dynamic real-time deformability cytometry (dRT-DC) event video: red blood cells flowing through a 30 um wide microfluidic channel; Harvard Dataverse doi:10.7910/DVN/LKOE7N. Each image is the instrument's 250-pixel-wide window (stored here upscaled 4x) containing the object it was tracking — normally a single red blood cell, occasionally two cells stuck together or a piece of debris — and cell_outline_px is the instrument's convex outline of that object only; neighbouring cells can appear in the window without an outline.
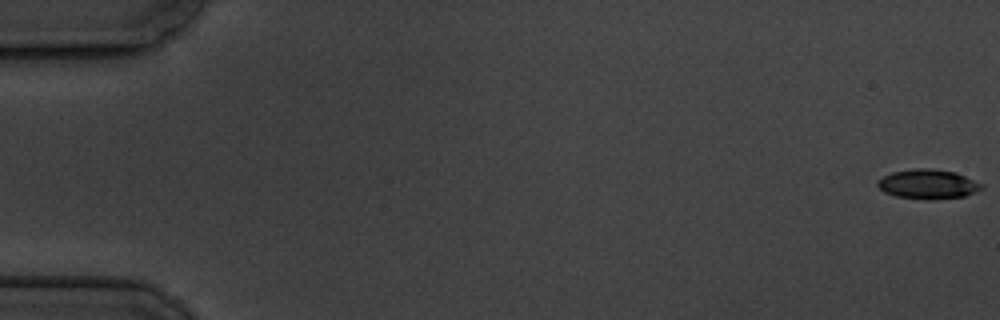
{"species": "common noctule bat (a hibernating species)", "species_latin": "Nyctalus noctula", "temperature_condition": "cold", "stored_images_in_passage": 8, "camera_frame_rate_fps": 3000, "um_per_image_px": 0.085, "animal": {"sex": "male", "body_mass_g": 19.5, "forearm_length_mm": 54.6}, "frame": {"image": 1, "passage_image": 1, "time_ms": 0.0, "image_size_px": [1000, 320], "cell_outline_px": [[984, 188], [964, 196], [928, 200], [896, 196], [884, 192], [876, 184], [876, 180], [892, 172], [916, 168], [932, 168], [956, 172], [984, 184]], "centroid_in_image_um": [78.88, 15.64], "position_along_channel_um": 6.1, "area_um2": 17.98}}
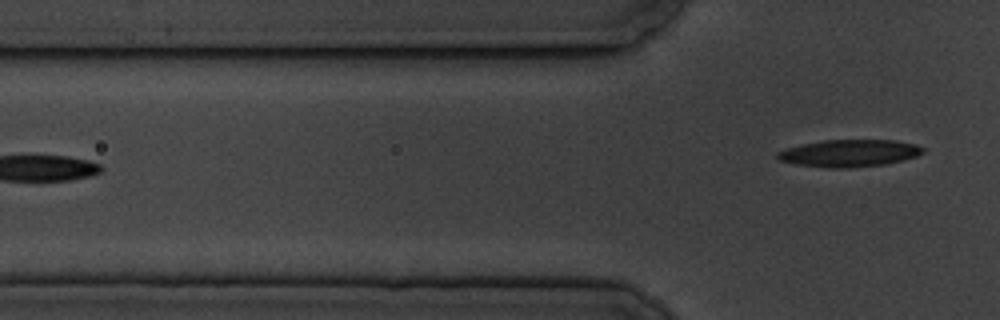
{"frame": {"image": 2, "passage_image": 8, "time_ms": 8.0, "image_size_px": [1000, 320], "cell_outline_px": [[924, 152], [916, 156], [904, 160], [884, 164], [844, 168], [828, 168], [796, 164], [780, 160], [776, 156], [776, 152], [784, 148], [824, 140], [896, 140], [916, 144], [924, 148]], "centroid_in_image_um": [72.19, 13.01], "position_along_channel_um": 53.6, "area_um2": 23.0}}